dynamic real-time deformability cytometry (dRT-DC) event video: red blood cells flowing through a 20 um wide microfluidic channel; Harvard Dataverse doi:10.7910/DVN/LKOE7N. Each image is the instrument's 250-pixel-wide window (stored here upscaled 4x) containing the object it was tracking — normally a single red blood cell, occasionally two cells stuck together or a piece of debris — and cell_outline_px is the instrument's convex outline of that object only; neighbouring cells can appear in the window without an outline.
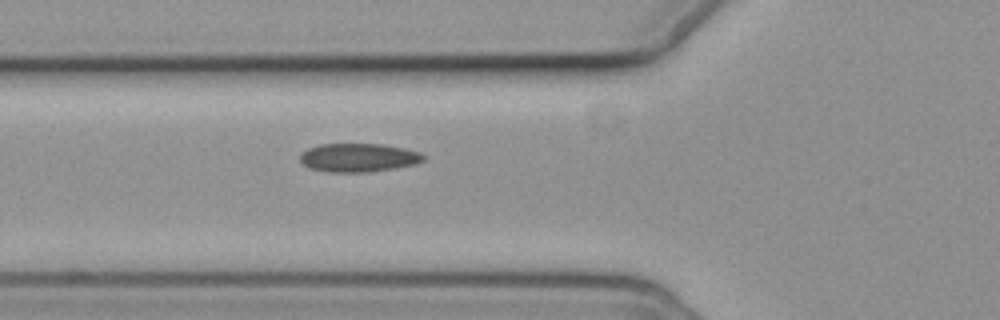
{"species": "common noctule bat (a hibernating species)", "species_latin": "Nyctalus noctula", "temperature_condition": "cold", "stored_images_in_passage": 5, "camera_frame_rate_fps": 3000, "um_per_image_px": 0.085, "animal": {"sex": "female", "body_mass_g": 19.3, "forearm_length_mm": 54.1}, "frame": {"image": 1, "passage_image": 5, "time_ms": 6.333, "image_size_px": [1000, 320], "cell_outline_px": [[424, 160], [416, 164], [396, 168], [368, 172], [328, 172], [308, 168], [300, 160], [300, 156], [308, 148], [320, 144], [380, 144], [404, 148], [420, 152], [424, 156]], "centroid_in_image_um": [30.48, 13.4], "position_along_channel_um": 95.3, "area_um2": 20.52}}